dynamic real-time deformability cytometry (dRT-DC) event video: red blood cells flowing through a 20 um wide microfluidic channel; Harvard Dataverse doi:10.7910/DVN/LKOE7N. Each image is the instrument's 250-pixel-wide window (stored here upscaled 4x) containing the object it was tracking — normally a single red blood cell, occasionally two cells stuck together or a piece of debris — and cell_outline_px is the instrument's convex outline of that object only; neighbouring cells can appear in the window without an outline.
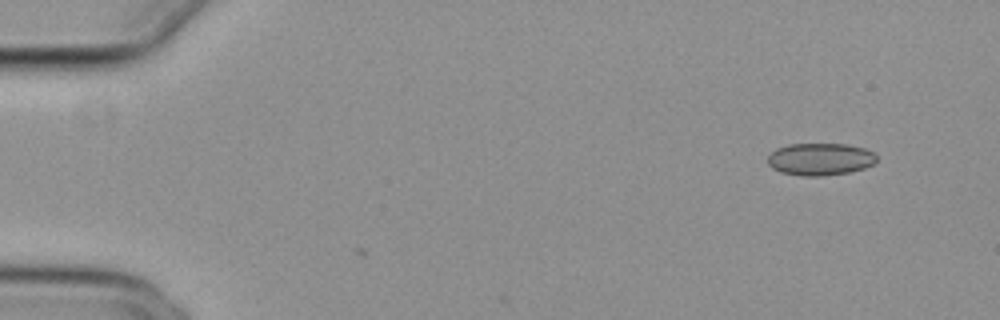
{"species": "common noctule bat (a hibernating species)", "species_latin": "Nyctalus noctula", "temperature_condition": "cold", "stored_images_in_passage": 3, "camera_frame_rate_fps": 3000, "um_per_image_px": 0.085, "animal": {"sex": "female", "body_mass_g": 29.2, "forearm_length_mm": 56.3}, "frame": {"image": 1, "passage_image": 1, "time_ms": 0.0, "image_size_px": [1000, 320], "cell_outline_px": [[876, 160], [872, 164], [864, 168], [848, 172], [824, 176], [804, 176], [780, 172], [772, 168], [768, 164], [768, 156], [776, 148], [788, 144], [848, 144], [864, 148], [872, 152], [876, 156]], "centroid_in_image_um": [69.69, 13.53], "position_along_channel_um": 15.3, "area_um2": 20.46}}